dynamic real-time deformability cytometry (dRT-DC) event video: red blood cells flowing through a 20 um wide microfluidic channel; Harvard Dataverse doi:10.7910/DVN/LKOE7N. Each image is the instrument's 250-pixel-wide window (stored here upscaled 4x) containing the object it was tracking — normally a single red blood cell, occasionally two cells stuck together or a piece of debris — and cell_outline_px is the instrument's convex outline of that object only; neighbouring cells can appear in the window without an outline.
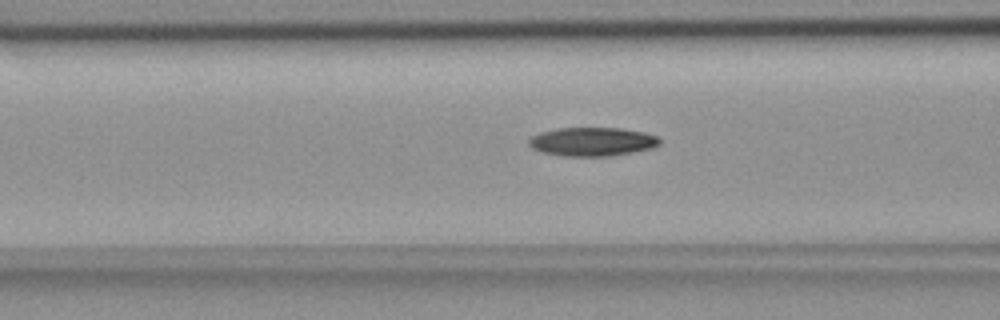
{"species": "common noctule bat (a hibernating species)", "species_latin": "Nyctalus noctula", "temperature_condition": "room temperature", "stored_images_in_passage": 53, "camera_frame_rate_fps": 3000, "um_per_image_px": 0.085, "animal": {"sex": "female", "body_mass_g": 18.4}, "frame": {"image": 1, "passage_image": 19, "time_ms": 6.0, "image_size_px": [1000, 320], "cell_outline_px": [[660, 144], [652, 148], [612, 156], [564, 156], [540, 152], [532, 148], [528, 144], [528, 140], [532, 136], [540, 132], [560, 128], [620, 128], [644, 132], [656, 136], [660, 140]], "centroid_in_image_um": [50.32, 12.05], "position_along_channel_um": 116.3, "area_um2": 21.91}}
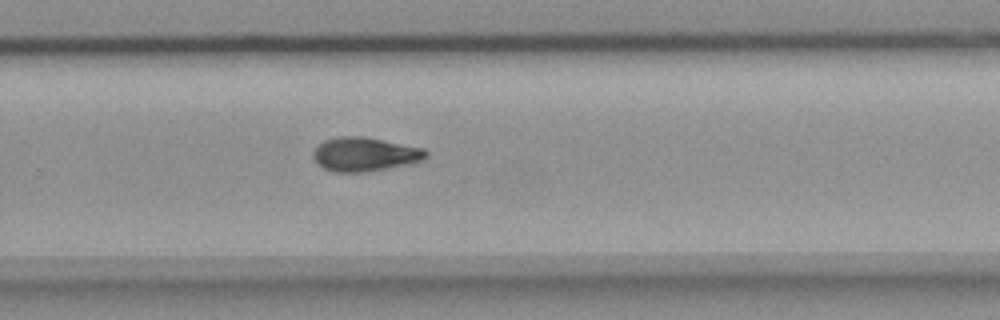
{"frame": {"image": 2, "passage_image": 34, "time_ms": 11.0, "image_size_px": [1000, 320], "cell_outline_px": [[428, 156], [420, 160], [408, 164], [388, 168], [364, 172], [336, 172], [324, 168], [312, 156], [312, 152], [324, 140], [336, 136], [364, 136], [424, 148], [428, 152]], "centroid_in_image_um": [31.01, 13.1], "position_along_channel_um": 298.8, "area_um2": 22.2}}
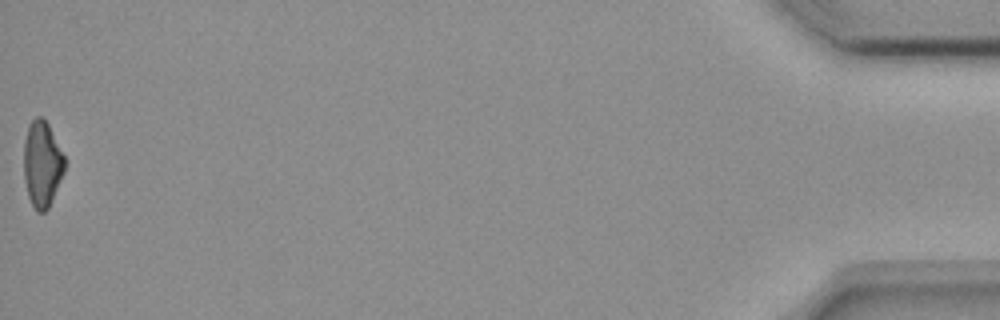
{"frame": {"image": 3, "passage_image": 53, "time_ms": 17.333, "image_size_px": [1000, 320], "cell_outline_px": [[64, 172], [52, 200], [48, 208], [44, 212], [36, 212], [28, 196], [24, 176], [24, 140], [28, 128], [32, 120], [36, 116], [40, 116], [48, 124], [64, 156]], "centroid_in_image_um": [3.57, 13.96], "position_along_channel_um": 431.6, "area_um2": 20.17}, "authors_computed_cell_mechanics": {"area_um2": 21.2126, "velocity_mm_per_s": 3.6573, "shape_relaxation_time_tau1_ms": 7.057, "shape_relaxation_time_tau2_ms": null, "deformation_change_tau1": 0.1805, "deformation_change_tau2": null}}